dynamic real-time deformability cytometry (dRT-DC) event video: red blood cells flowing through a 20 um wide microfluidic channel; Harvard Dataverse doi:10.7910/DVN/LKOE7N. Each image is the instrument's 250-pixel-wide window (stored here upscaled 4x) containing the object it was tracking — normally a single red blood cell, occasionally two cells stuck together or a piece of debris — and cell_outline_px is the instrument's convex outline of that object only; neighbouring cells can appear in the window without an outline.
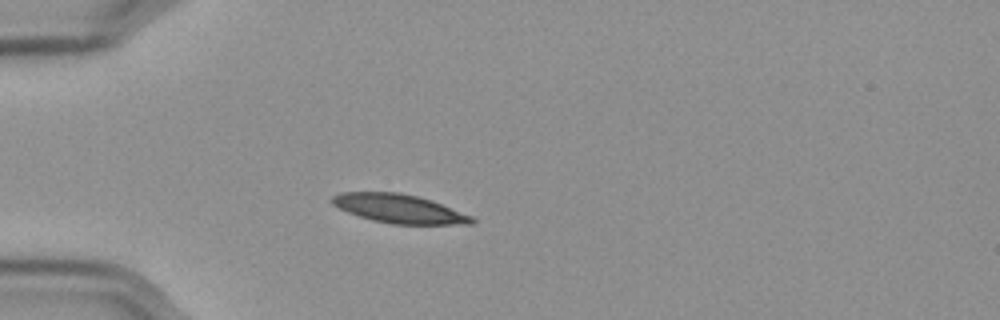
{"species": "Egyptian fruit bat (a non-hibernating species)", "species_latin": "Rousettus aegyptiacus", "temperature_condition": "cold", "stored_images_in_passage": 42, "camera_frame_rate_fps": 3000, "um_per_image_px": 0.085, "frame": {"image": 1, "passage_image": 1, "time_ms": 0.0, "image_size_px": [1000, 320], "cell_outline_px": [[476, 220], [472, 224], [392, 224], [372, 220], [348, 212], [332, 204], [328, 200], [332, 196], [340, 192], [400, 192], [432, 200], [472, 216]], "centroid_in_image_um": [33.9, 17.73], "position_along_channel_um": 51.1, "area_um2": 23.41}}
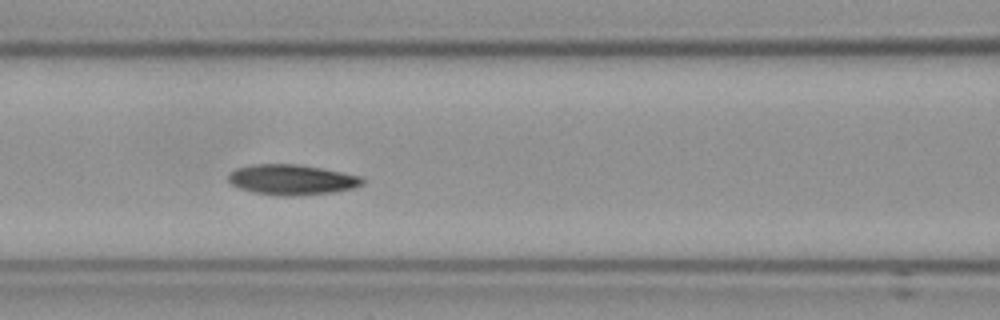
{"frame": {"image": 2, "passage_image": 10, "time_ms": 3.0, "image_size_px": [1000, 320], "cell_outline_px": [[364, 184], [356, 188], [336, 192], [288, 196], [280, 196], [252, 192], [240, 188], [232, 184], [228, 180], [228, 176], [236, 168], [256, 164], [296, 164], [320, 168], [360, 176], [364, 180]], "centroid_in_image_um": [24.83, 15.28], "position_along_channel_um": 141.8, "area_um2": 23.58}}
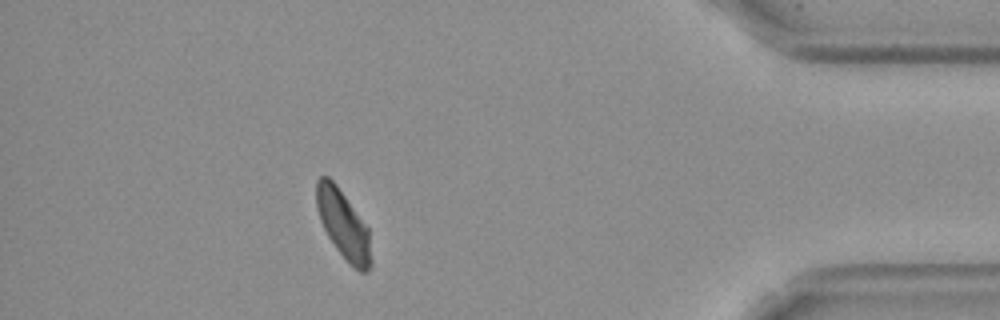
{"frame": {"image": 3, "passage_image": 36, "time_ms": 11.667, "image_size_px": [1000, 320], "cell_outline_px": [[372, 264], [368, 272], [360, 272], [348, 264], [336, 248], [328, 236], [320, 220], [316, 208], [316, 180], [320, 176], [328, 176], [336, 184], [368, 228], [372, 260]], "centroid_in_image_um": [29.18, 19.12], "position_along_channel_um": 406.0, "area_um2": 21.85}, "authors_computed_cell_mechanics": {"area_um2": 23.2645, "velocity_mm_per_s": 3.5399, "shape_relaxation_time_tau1_ms": 4.0284, "shape_relaxation_time_tau2_ms": null, "deformation_change_tau1": 0.1261, "deformation_change_tau2": null}}